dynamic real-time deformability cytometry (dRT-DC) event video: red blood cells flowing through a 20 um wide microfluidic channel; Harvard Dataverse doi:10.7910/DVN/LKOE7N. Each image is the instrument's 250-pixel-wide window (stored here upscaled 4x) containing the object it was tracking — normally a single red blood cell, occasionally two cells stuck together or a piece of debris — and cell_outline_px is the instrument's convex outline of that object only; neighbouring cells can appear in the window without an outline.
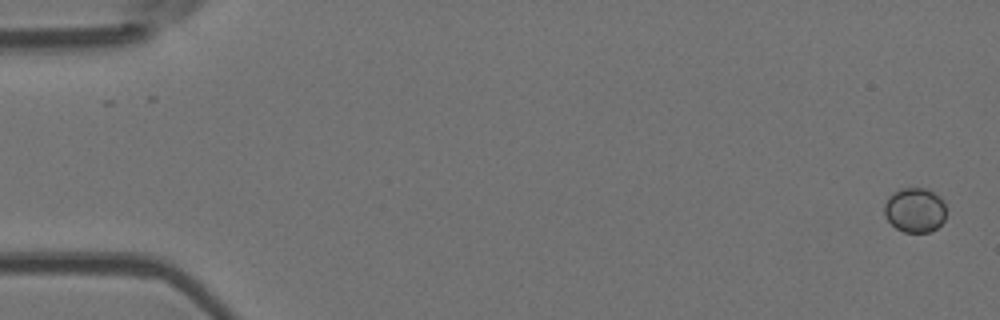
{"species": "Egyptian fruit bat (a non-hibernating species)", "species_latin": "Rousettus aegyptiacus", "temperature_condition": "room temperature", "stored_images_in_passage": 5, "camera_frame_rate_fps": 3000, "um_per_image_px": 0.085, "animal": {"sex": "female"}, "frame": {"image": 1, "passage_image": 1, "time_ms": 0.0, "image_size_px": [1000, 320], "cell_outline_px": [[944, 220], [932, 232], [904, 232], [896, 228], [884, 216], [884, 204], [888, 196], [892, 192], [900, 188], [924, 188], [940, 196], [944, 200]], "centroid_in_image_um": [77.74, 17.84], "position_along_channel_um": 7.3, "area_um2": 16.18}}
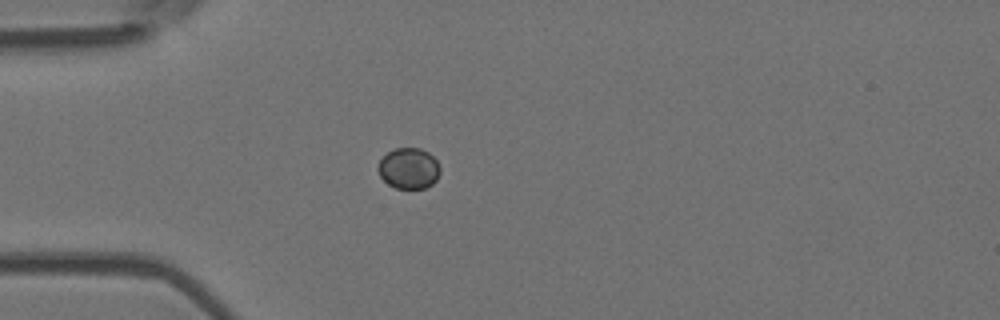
{"frame": {"image": 2, "passage_image": 5, "time_ms": 4.667, "image_size_px": [1000, 320], "cell_outline_px": [[440, 172], [436, 180], [432, 184], [424, 188], [396, 188], [388, 184], [380, 176], [376, 168], [380, 160], [388, 152], [396, 148], [420, 148], [428, 152], [436, 160], [440, 168]], "centroid_in_image_um": [34.74, 14.31], "position_along_channel_um": 50.3, "area_um2": 14.74}}